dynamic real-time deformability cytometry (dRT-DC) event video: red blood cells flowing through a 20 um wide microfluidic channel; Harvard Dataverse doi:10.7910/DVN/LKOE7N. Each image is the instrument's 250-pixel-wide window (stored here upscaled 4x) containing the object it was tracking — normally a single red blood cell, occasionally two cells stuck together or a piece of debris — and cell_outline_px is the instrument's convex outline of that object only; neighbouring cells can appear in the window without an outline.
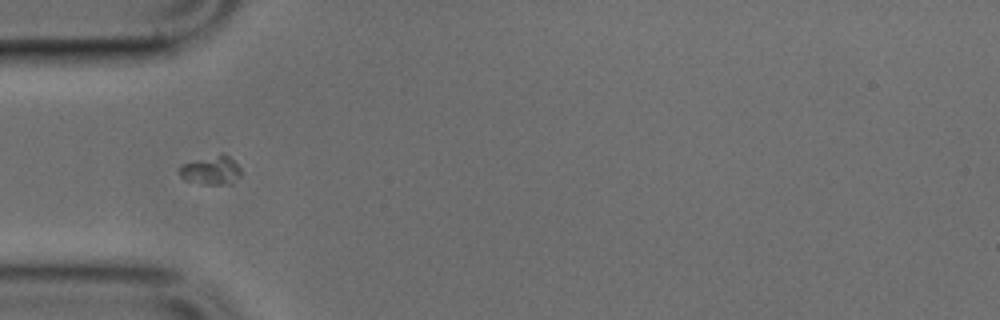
{"species": "common noctule bat (a hibernating species)", "species_latin": "Nyctalus noctula", "temperature_condition": "cold", "stored_images_in_passage": 31, "camera_frame_rate_fps": 3000, "um_per_image_px": 0.085, "animal": {"sex": "male", "body_mass_g": 17.9, "forearm_length_mm": 54.2}, "frame": {"image": 1, "passage_image": 6, "time_ms": 1.667, "image_size_px": [1000, 320], "cell_outline_px": [[240, 176], [232, 184], [204, 184], [184, 180], [180, 176], [180, 164], [224, 152], [240, 168]], "centroid_in_image_um": [17.94, 14.47], "position_along_channel_um": 67.1, "area_um2": 10.35}}